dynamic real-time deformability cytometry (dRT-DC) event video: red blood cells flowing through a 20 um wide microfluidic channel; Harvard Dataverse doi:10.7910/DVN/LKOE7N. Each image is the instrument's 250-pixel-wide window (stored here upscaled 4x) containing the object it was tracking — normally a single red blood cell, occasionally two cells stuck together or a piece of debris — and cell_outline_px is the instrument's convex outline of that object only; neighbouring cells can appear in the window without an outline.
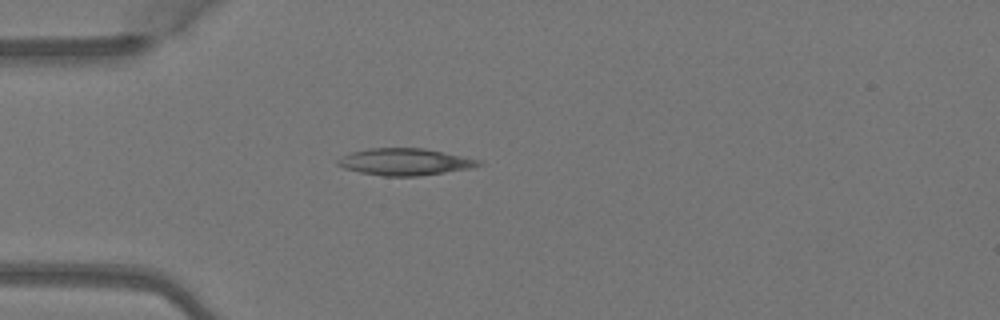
{"species": "Egyptian fruit bat (a non-hibernating species)", "species_latin": "Rousettus aegyptiacus", "temperature_condition": "warm", "stored_images_in_passage": 1, "camera_frame_rate_fps": 3000, "um_per_image_px": 0.085, "animal": {"sex": "female"}, "frame": {"image": 1, "passage_image": 1, "time_ms": 0.0, "image_size_px": [1000, 320], "cell_outline_px": [[484, 164], [472, 168], [420, 176], [384, 176], [360, 172], [344, 168], [336, 164], [336, 160], [352, 152], [368, 148], [424, 148], [444, 152], [480, 160]], "centroid_in_image_um": [34.44, 13.76], "position_along_channel_um": 50.6, "area_um2": 22.02}}